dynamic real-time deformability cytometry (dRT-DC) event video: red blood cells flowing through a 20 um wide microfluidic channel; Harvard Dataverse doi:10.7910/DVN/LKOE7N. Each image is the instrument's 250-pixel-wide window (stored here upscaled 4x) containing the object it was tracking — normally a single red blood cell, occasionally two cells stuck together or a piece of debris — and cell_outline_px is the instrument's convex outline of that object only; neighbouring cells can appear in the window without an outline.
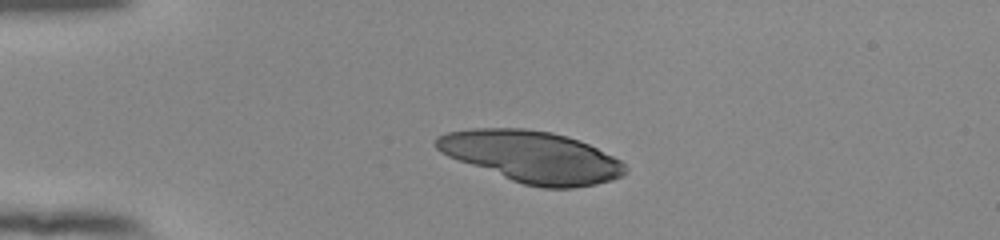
{"species": "human", "species_latin": "Homo sapiens", "temperature_condition": "room temperature", "stored_images_in_passage": 41, "camera_frame_rate_fps": 3000, "um_per_image_px": 0.085, "donor": {"sex": "female"}, "frame": {"image": 1, "passage_image": 1, "time_ms": 0.0, "image_size_px": [1000, 240], "cell_outline_px": [[628, 172], [624, 176], [612, 180], [596, 184], [572, 188], [544, 188], [524, 184], [512, 180], [448, 156], [440, 152], [432, 144], [436, 136], [448, 132], [472, 128], [524, 128], [552, 132], [568, 136], [580, 140], [620, 160], [628, 168]], "centroid_in_image_um": [45.21, 13.31], "position_along_channel_um": 39.8, "area_um2": 56.7}}